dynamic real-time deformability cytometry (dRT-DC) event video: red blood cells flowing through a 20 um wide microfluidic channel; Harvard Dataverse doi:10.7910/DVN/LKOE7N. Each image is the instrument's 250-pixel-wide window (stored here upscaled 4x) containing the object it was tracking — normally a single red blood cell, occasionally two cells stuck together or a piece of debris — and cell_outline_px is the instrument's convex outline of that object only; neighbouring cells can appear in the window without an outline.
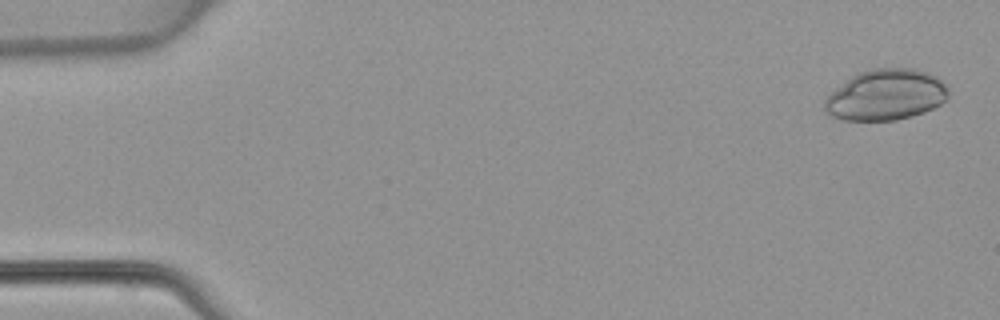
{"species": "common noctule bat (a hibernating species)", "species_latin": "Nyctalus noctula", "temperature_condition": "warm", "stored_images_in_passage": 48, "camera_frame_rate_fps": 3000, "um_per_image_px": 0.085, "animal": {"sex": "female", "body_mass_g": 22.7, "forearm_length_mm": 54.2}, "frame": {"image": 1, "passage_image": 2, "time_ms": 0.333, "image_size_px": [1000, 320], "cell_outline_px": [[948, 96], [940, 104], [924, 112], [912, 116], [896, 120], [844, 120], [832, 116], [824, 112], [824, 100], [836, 88], [852, 76], [860, 72], [872, 68], [916, 68], [940, 76], [948, 84]], "centroid_in_image_um": [75.34, 8.05], "position_along_channel_um": 9.7, "area_um2": 36.99}}
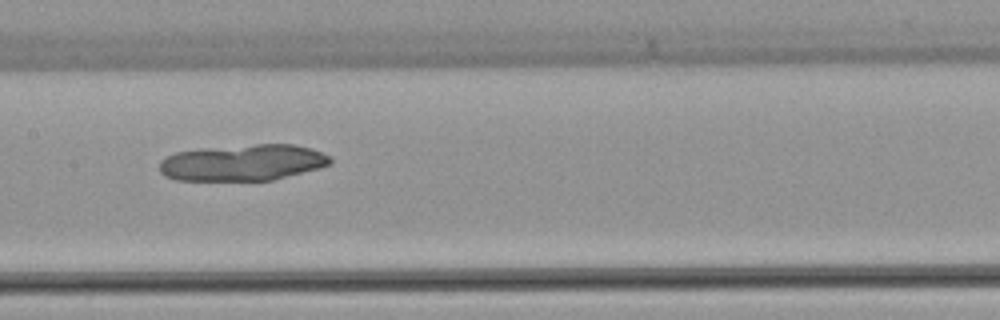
{"frame": {"image": 2, "passage_image": 24, "time_ms": 7.667, "image_size_px": [1000, 320], "cell_outline_px": [[332, 164], [320, 168], [272, 180], [176, 180], [164, 176], [160, 172], [160, 160], [176, 152], [200, 148], [256, 144], [292, 144], [312, 148], [328, 156], [332, 160]], "centroid_in_image_um": [20.63, 13.82], "position_along_channel_um": 186.8, "area_um2": 36.24}}
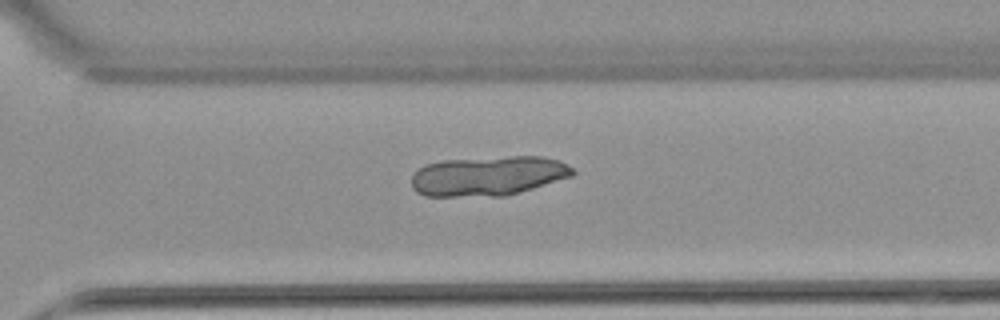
{"frame": {"image": 3, "passage_image": 34, "time_ms": 11.0, "image_size_px": [1000, 320], "cell_outline_px": [[576, 172], [572, 176], [520, 192], [504, 196], [424, 196], [416, 192], [412, 188], [412, 176], [424, 164], [440, 160], [508, 156], [540, 156], [560, 160], [568, 164]], "centroid_in_image_um": [41.49, 14.94], "position_along_channel_um": 329.1, "area_um2": 37.51}}